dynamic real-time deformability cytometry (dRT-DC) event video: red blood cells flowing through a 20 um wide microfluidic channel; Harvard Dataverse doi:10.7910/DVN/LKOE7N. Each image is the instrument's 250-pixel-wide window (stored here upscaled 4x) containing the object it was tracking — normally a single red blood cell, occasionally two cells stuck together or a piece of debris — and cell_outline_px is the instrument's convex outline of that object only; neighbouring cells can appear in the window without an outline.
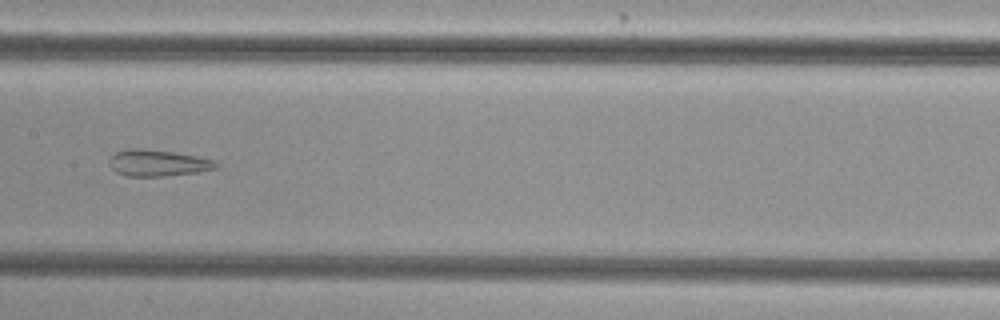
{"species": "common noctule bat (a hibernating species)", "species_latin": "Nyctalus noctula", "temperature_condition": "cold", "stored_images_in_passage": 7, "camera_frame_rate_fps": 3000, "um_per_image_px": 0.085, "animal": {"sex": "female", "body_mass_g": 29.2, "forearm_length_mm": 56.3}, "frame": {"image": 1, "passage_image": 7, "time_ms": 2.0, "image_size_px": [1000, 320], "cell_outline_px": [[220, 168], [200, 172], [164, 176], [128, 176], [116, 172], [108, 164], [108, 160], [116, 152], [128, 148], [140, 148], [172, 152], [196, 156], [212, 160], [220, 164]], "centroid_in_image_um": [13.43, 13.86], "position_along_channel_um": 194.0, "area_um2": 16.53}}